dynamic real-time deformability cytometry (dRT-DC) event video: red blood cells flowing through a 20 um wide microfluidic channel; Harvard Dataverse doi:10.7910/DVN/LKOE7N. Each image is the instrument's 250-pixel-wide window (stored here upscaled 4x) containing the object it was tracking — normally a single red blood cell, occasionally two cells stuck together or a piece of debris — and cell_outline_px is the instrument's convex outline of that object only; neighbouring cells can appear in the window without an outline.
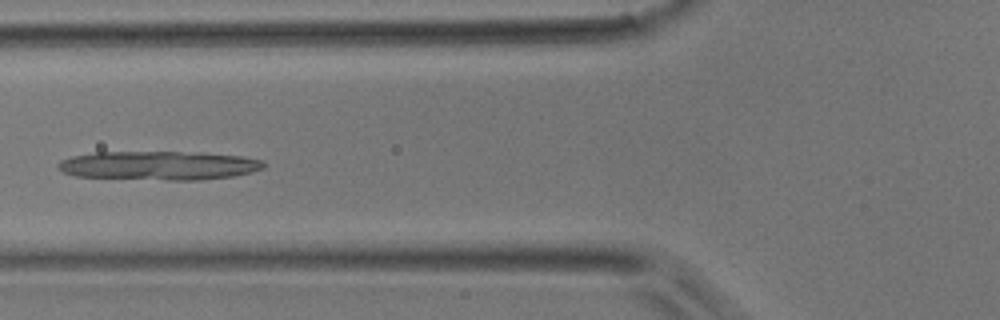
{"species": "common noctule bat (a hibernating species)", "species_latin": "Nyctalus noctula", "temperature_condition": "room temperature", "stored_images_in_passage": 25, "camera_frame_rate_fps": 3000, "um_per_image_px": 0.085, "animal": {"sex": "male", "body_mass_g": 17.9}, "frame": {"image": 1, "passage_image": 17, "time_ms": 5.333, "image_size_px": [1000, 320], "cell_outline_px": [[264, 168], [252, 172], [232, 176], [200, 180], [168, 180], [76, 176], [64, 172], [56, 164], [60, 160], [72, 156], [96, 152], [200, 152], [244, 156], [264, 160]], "centroid_in_image_um": [13.56, 14.06], "position_along_channel_um": 112.2, "area_um2": 34.68}}
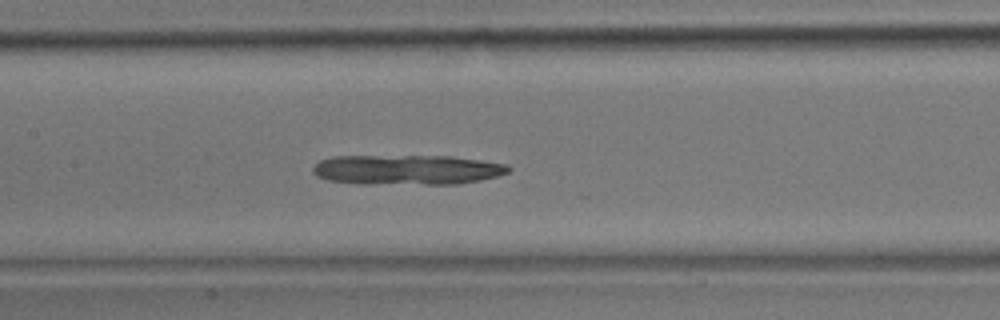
{"frame": {"image": 2, "passage_image": 21, "time_ms": 6.667, "image_size_px": [1000, 320], "cell_outline_px": [[512, 168], [508, 172], [496, 176], [480, 180], [460, 184], [356, 184], [328, 180], [316, 176], [312, 172], [312, 168], [320, 160], [332, 156], [452, 156], [508, 164]], "centroid_in_image_um": [34.58, 14.43], "position_along_channel_um": 172.8, "area_um2": 34.45}}